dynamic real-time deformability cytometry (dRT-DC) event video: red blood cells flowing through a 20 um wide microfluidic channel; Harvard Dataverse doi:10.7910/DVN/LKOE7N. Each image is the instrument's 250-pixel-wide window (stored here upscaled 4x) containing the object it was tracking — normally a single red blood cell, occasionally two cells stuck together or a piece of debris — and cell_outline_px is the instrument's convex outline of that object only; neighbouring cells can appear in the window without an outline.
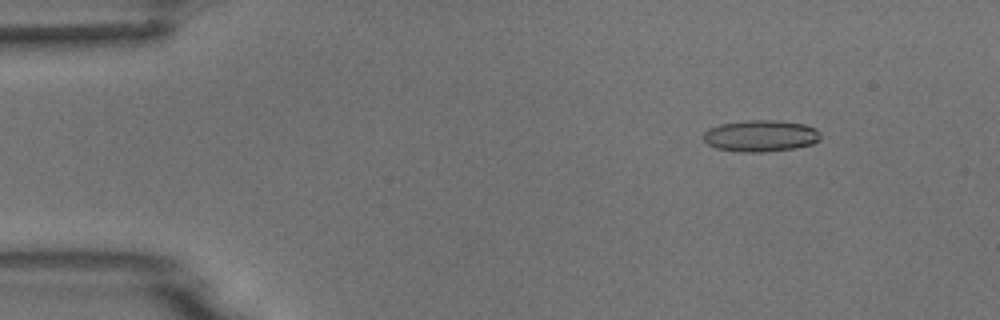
{"species": "common noctule bat (a hibernating species)", "species_latin": "Nyctalus noctula", "temperature_condition": "room temperature", "stored_images_in_passage": 6, "camera_frame_rate_fps": 3000, "um_per_image_px": 0.085, "animal": {"sex": "male", "body_mass_g": 18.8}, "frame": {"image": 1, "passage_image": 1, "time_ms": 0.0, "image_size_px": [1000, 320], "cell_outline_px": [[820, 140], [812, 144], [796, 148], [764, 152], [740, 152], [716, 148], [708, 144], [704, 140], [704, 132], [708, 128], [720, 124], [744, 120], [776, 120], [804, 124], [816, 128], [820, 132]], "centroid_in_image_um": [64.67, 11.54], "position_along_channel_um": 20.3, "area_um2": 21.73}}
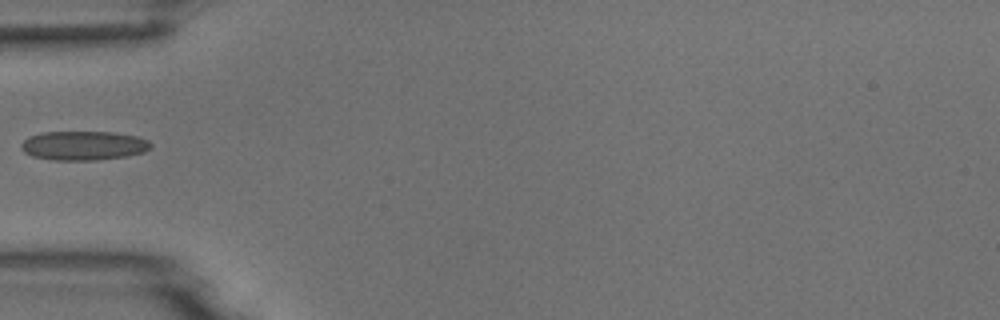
{"frame": {"image": 2, "passage_image": 4, "time_ms": 3.667, "image_size_px": [1000, 320], "cell_outline_px": [[152, 148], [144, 152], [128, 156], [96, 160], [52, 160], [32, 156], [24, 152], [20, 148], [20, 144], [28, 136], [40, 132], [112, 132], [136, 136], [148, 140], [152, 144]], "centroid_in_image_um": [7.09, 12.37], "position_along_channel_um": 77.9, "area_um2": 22.25}}